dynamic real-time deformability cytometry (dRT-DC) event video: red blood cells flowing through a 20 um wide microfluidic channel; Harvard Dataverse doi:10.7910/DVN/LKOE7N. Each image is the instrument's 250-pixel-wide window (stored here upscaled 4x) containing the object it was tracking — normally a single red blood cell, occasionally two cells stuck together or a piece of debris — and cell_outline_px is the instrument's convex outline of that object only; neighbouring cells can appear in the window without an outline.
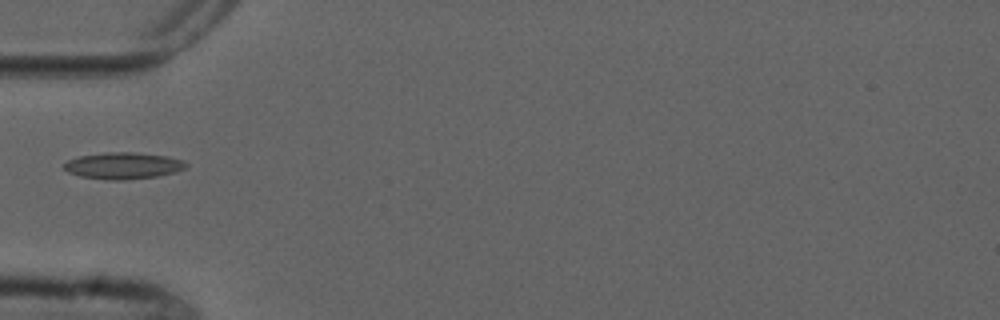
{"species": "common noctule bat (a hibernating species)", "species_latin": "Nyctalus noctula", "temperature_condition": "cold", "stored_images_in_passage": 5, "camera_frame_rate_fps": 3000, "um_per_image_px": 0.085, "animal": {"sex": "male", "forearm_length_mm": 52.5}, "frame": {"image": 1, "passage_image": 5, "time_ms": 5.667, "image_size_px": [1000, 320], "cell_outline_px": [[188, 164], [184, 168], [176, 172], [156, 176], [124, 180], [108, 180], [80, 176], [68, 172], [64, 168], [64, 164], [68, 160], [80, 156], [104, 152], [136, 152], [164, 156], [184, 160]], "centroid_in_image_um": [10.47, 14.08], "position_along_channel_um": 74.5, "area_um2": 18.84}}